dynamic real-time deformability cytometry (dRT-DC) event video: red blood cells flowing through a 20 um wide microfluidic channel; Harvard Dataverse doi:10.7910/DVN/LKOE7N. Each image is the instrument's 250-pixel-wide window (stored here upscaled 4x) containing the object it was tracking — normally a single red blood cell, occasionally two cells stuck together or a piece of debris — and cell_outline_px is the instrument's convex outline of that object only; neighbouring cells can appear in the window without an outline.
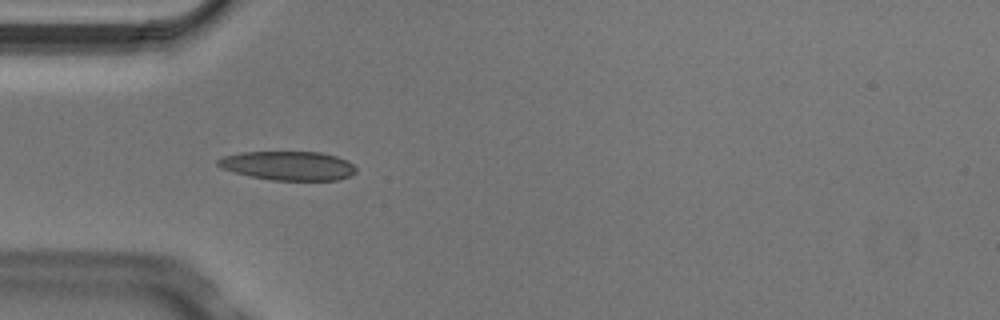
{"species": "Egyptian fruit bat (a non-hibernating species)", "species_latin": "Rousettus aegyptiacus", "temperature_condition": "cold", "stored_images_in_passage": 4, "camera_frame_rate_fps": 3000, "um_per_image_px": 0.085, "animal": {"sex": "male"}, "frame": {"image": 1, "passage_image": 3, "time_ms": 0.667, "image_size_px": [1000, 320], "cell_outline_px": [[356, 172], [348, 176], [336, 180], [272, 180], [252, 176], [236, 172], [224, 168], [216, 164], [216, 160], [224, 156], [240, 152], [320, 152], [336, 156], [348, 160], [356, 168]], "centroid_in_image_um": [24.52, 14.07], "position_along_channel_um": 60.5, "area_um2": 23.12}}